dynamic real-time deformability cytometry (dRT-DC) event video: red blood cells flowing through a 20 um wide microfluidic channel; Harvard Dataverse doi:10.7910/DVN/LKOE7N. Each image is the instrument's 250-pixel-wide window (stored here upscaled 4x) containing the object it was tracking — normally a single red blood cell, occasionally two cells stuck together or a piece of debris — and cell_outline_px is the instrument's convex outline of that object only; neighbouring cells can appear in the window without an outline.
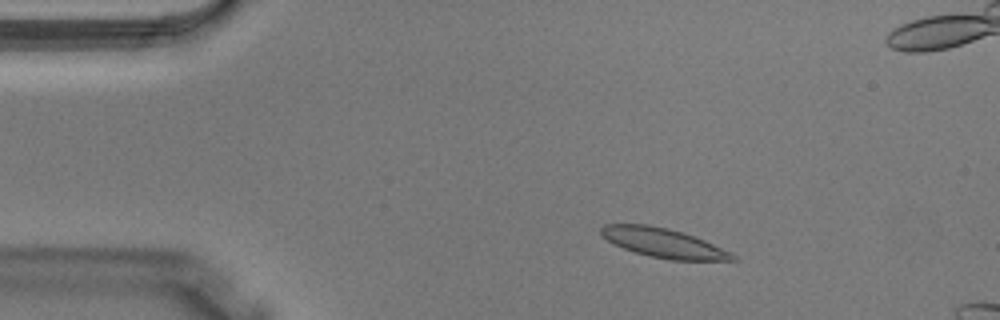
{"species": "Egyptian fruit bat (a non-hibernating species)", "species_latin": "Rousettus aegyptiacus", "temperature_condition": "warm", "stored_images_in_passage": 3, "camera_frame_rate_fps": 3000, "um_per_image_px": 0.085, "animal": {"sex": "male"}, "frame": {"image": 1, "passage_image": 3, "time_ms": 0.667, "image_size_px": [1000, 320], "cell_outline_px": [[740, 260], [672, 260], [652, 256], [636, 252], [612, 244], [600, 232], [600, 228], [604, 224], [648, 224], [668, 228], [704, 240], [732, 252]], "centroid_in_image_um": [56.4, 20.64], "position_along_channel_um": 28.6, "area_um2": 22.2}}